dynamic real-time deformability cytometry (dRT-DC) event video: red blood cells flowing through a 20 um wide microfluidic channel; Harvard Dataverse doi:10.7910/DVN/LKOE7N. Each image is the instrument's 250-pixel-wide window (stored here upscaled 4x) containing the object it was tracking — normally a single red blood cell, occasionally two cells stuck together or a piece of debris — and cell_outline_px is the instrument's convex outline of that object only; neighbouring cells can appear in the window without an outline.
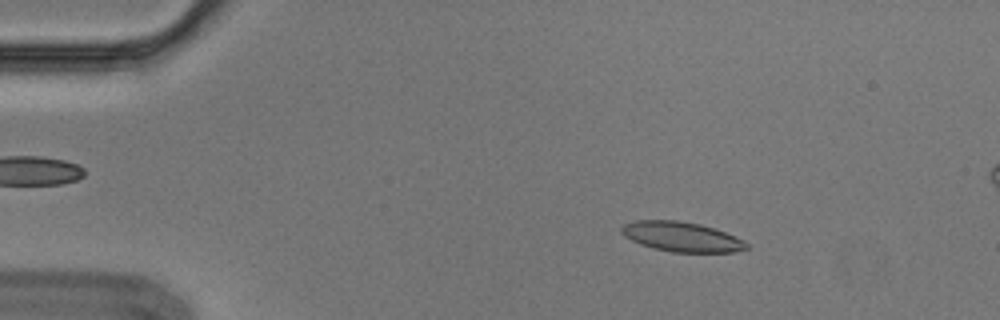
{"species": "Egyptian fruit bat (a non-hibernating species)", "species_latin": "Rousettus aegyptiacus", "temperature_condition": "cold", "stored_images_in_passage": 6, "camera_frame_rate_fps": 3000, "um_per_image_px": 0.085, "animal": {"sex": "male"}, "frame": {"image": 1, "passage_image": 2, "time_ms": 0.333, "image_size_px": [1000, 320], "cell_outline_px": [[748, 248], [732, 252], [672, 252], [652, 248], [640, 244], [624, 236], [620, 232], [620, 228], [624, 224], [636, 220], [676, 220], [700, 224], [724, 232], [744, 240], [748, 244]], "centroid_in_image_um": [57.9, 20.12], "position_along_channel_um": 27.1, "area_um2": 21.62}}